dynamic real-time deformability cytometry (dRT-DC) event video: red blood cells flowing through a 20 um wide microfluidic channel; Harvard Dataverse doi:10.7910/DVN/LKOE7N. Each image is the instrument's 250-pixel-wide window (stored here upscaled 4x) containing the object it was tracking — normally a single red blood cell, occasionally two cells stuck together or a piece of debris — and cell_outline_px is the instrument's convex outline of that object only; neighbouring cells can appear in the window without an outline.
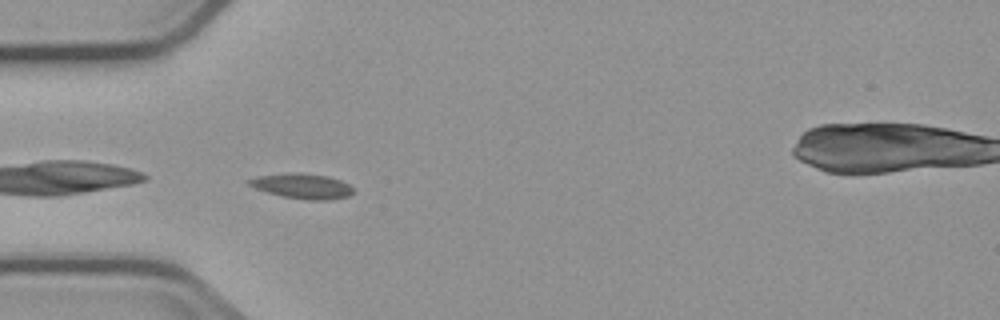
{"species": "common noctule bat (a hibernating species)", "species_latin": "Nyctalus noctula", "temperature_condition": "cold", "stored_images_in_passage": 5, "camera_frame_rate_fps": 3000, "um_per_image_px": 0.085, "animal": {"sex": "male", "body_mass_g": 23.1, "forearm_length_mm": 52.7}, "frame": {"image": 1, "passage_image": 4, "time_ms": 3.333, "image_size_px": [1000, 320], "cell_outline_px": [[352, 192], [348, 196], [328, 200], [304, 200], [280, 196], [256, 188], [248, 184], [244, 180], [260, 176], [328, 176], [340, 180], [348, 184], [352, 188]], "centroid_in_image_um": [25.72, 15.89], "position_along_channel_um": 59.3, "area_um2": 14.16}}